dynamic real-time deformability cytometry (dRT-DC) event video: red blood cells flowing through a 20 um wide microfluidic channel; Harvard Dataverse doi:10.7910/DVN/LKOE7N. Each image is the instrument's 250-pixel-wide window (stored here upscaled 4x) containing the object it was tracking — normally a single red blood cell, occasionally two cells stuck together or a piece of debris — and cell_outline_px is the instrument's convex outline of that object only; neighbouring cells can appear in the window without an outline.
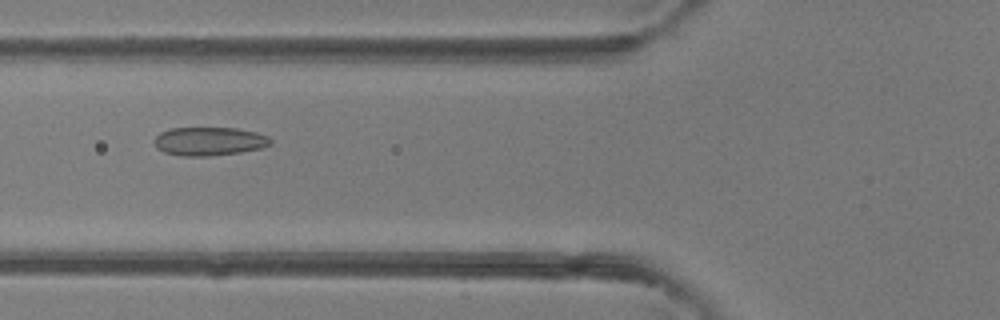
{"species": "common noctule bat (a hibernating species)", "species_latin": "Nyctalus noctula", "temperature_condition": "room temperature", "stored_images_in_passage": 5, "camera_frame_rate_fps": 3000, "um_per_image_px": 0.085, "animal": {"sex": "female"}, "frame": {"image": 1, "passage_image": 5, "time_ms": 4.667, "image_size_px": [1000, 320], "cell_outline_px": [[272, 144], [260, 148], [240, 152], [208, 156], [180, 156], [164, 152], [156, 148], [152, 140], [160, 132], [172, 128], [236, 128], [256, 132], [268, 136], [272, 140]], "centroid_in_image_um": [17.76, 12.01], "position_along_channel_um": 108.0, "area_um2": 19.42}}